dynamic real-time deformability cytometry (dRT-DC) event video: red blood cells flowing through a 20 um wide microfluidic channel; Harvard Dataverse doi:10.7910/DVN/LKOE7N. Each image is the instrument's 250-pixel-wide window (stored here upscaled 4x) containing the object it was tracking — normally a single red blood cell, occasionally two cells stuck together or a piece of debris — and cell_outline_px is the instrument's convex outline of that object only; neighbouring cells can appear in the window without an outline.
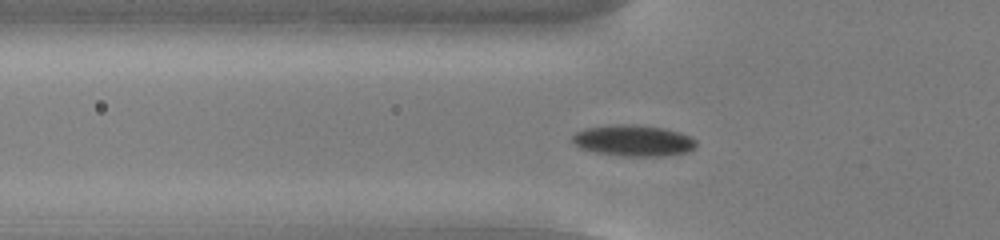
{"species": "common noctule bat (a hibernating species)", "species_latin": "Nyctalus noctula", "temperature_condition": "cold", "stored_images_in_passage": 52, "camera_frame_rate_fps": 3000, "um_per_image_px": 0.085, "animal": {"sex": "male", "body_mass_g": 13.0, "forearm_length_mm": 53.1}, "frame": {"image": 1, "passage_image": 16, "time_ms": 5.0, "image_size_px": [1000, 240], "cell_outline_px": [[696, 148], [688, 152], [664, 156], [620, 156], [596, 152], [580, 148], [572, 140], [572, 136], [576, 132], [584, 128], [616, 124], [636, 124], [664, 128], [680, 132], [692, 136], [696, 140]], "centroid_in_image_um": [53.88, 11.94], "position_along_channel_um": 71.9, "area_um2": 22.77}}
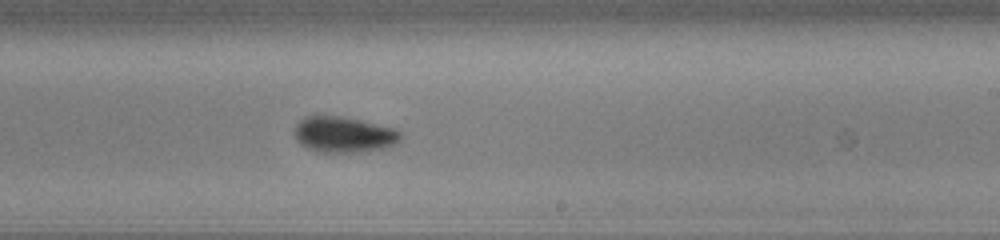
{"frame": {"image": 2, "passage_image": 31, "time_ms": 10.0, "image_size_px": [1000, 240], "cell_outline_px": [[404, 136], [396, 144], [380, 148], [360, 152], [316, 152], [300, 144], [296, 140], [292, 132], [296, 124], [304, 116], [340, 116], [360, 120], [396, 128]], "centroid_in_image_um": [29.2, 11.43], "position_along_channel_um": 259.8, "area_um2": 22.37}}
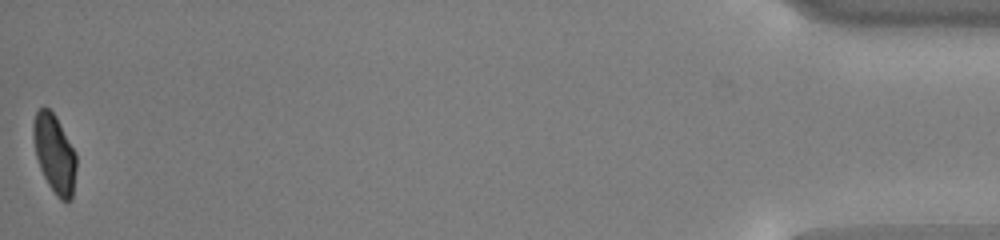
{"frame": {"image": 3, "passage_image": 52, "time_ms": 17.0, "image_size_px": [1000, 240], "cell_outline_px": [[76, 168], [72, 200], [68, 204], [60, 200], [56, 196], [48, 184], [40, 168], [36, 156], [32, 136], [32, 120], [36, 112], [40, 108], [48, 108], [56, 116], [76, 152]], "centroid_in_image_um": [4.63, 13.09], "position_along_channel_um": 430.6, "area_um2": 20.0}, "authors_computed_cell_mechanics": {"area_um2": 20.8947, "velocity_mm_per_s": 3.7711, "shape_relaxation_time_tau1_ms": 2.9348, "shape_relaxation_time_tau2_ms": 2.0638, "deformation_change_tau1": 0.0924, "deformation_change_tau2": 0.0546}}